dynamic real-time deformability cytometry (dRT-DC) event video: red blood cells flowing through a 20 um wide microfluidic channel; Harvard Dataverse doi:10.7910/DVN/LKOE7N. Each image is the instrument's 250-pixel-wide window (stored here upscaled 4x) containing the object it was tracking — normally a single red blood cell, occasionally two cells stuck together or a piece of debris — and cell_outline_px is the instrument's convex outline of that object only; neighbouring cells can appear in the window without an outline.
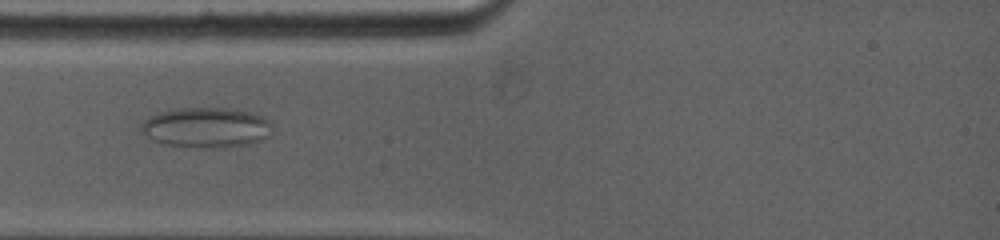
{"species": "common noctule bat (a hibernating species)", "species_latin": "Nyctalus noctula", "temperature_condition": "warm", "stored_images_in_passage": 26, "camera_frame_rate_fps": 5000, "um_per_image_px": 0.085, "animal": {"sex": "female", "body_mass_g": 19.0, "forearm_length_mm": 53.3}, "frame": {"image": 1, "passage_image": 5, "time_ms": 2.4, "image_size_px": [1000, 240], "cell_outline_px": [[272, 124], [268, 136], [260, 140], [248, 144], [216, 148], [204, 148], [164, 144], [152, 140], [140, 132], [140, 124], [148, 116], [160, 112], [176, 108], [228, 108], [248, 112], [264, 116], [272, 120]], "centroid_in_image_um": [17.5, 10.83], "position_along_channel_um": 67.5, "area_um2": 30.92}}
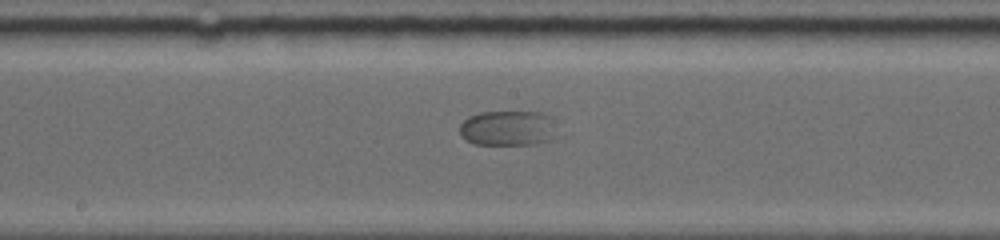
{"frame": {"image": 2, "passage_image": 11, "time_ms": 6.0, "image_size_px": [1000, 240], "cell_outline_px": [[552, 140], [536, 144], [472, 144], [460, 132], [460, 124], [468, 116], [480, 112], [540, 112], [548, 116], [552, 136]], "centroid_in_image_um": [43.08, 10.89], "position_along_channel_um": 205.1, "area_um2": 19.36}}
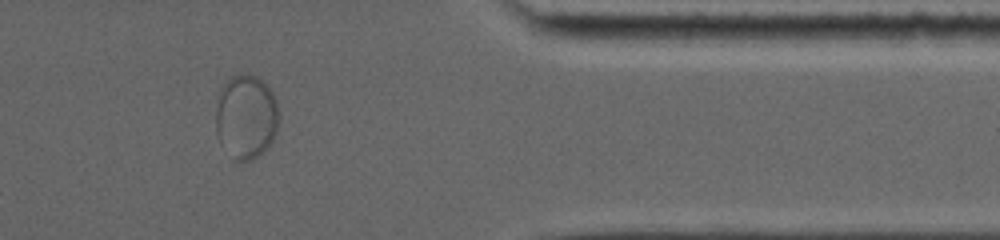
{"frame": {"image": 3, "passage_image": 20, "time_ms": 11.4, "image_size_px": [1000, 240], "cell_outline_px": [[280, 116], [276, 132], [268, 148], [252, 160], [236, 160], [220, 140], [216, 132], [216, 108], [224, 84], [232, 76], [256, 76], [272, 92], [276, 100]], "centroid_in_image_um": [20.95, 9.95], "position_along_channel_um": 390.4, "area_um2": 30.29}}